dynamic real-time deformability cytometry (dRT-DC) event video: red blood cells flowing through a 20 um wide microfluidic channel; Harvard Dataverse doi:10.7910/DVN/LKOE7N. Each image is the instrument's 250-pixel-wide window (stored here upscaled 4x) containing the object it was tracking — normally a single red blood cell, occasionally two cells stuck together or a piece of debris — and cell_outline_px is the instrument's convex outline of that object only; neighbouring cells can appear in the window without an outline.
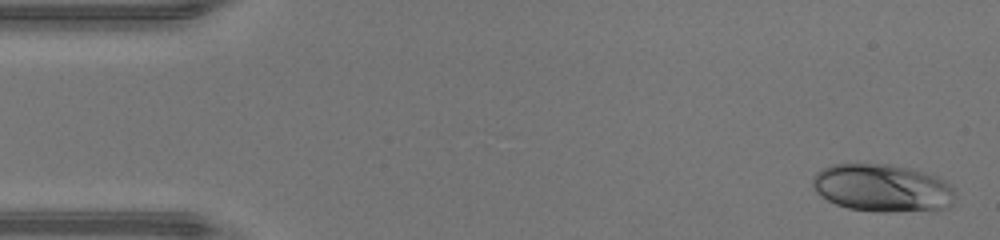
{"species": "human", "species_latin": "Homo sapiens", "temperature_condition": "warm", "stored_images_in_passage": 45, "camera_frame_rate_fps": 3000, "um_per_image_px": 0.085, "donor": {"sex": "male"}, "frame": {"image": 1, "passage_image": 1, "time_ms": 0.0, "image_size_px": [1000, 240], "cell_outline_px": [[956, 188], [952, 204], [948, 208], [888, 212], [880, 212], [848, 208], [836, 204], [820, 196], [812, 188], [812, 180], [816, 172], [832, 164], [888, 164], [908, 168], [924, 172], [936, 176], [944, 180]], "centroid_in_image_um": [75.0, 15.98], "position_along_channel_um": 10.0, "area_um2": 39.71}}
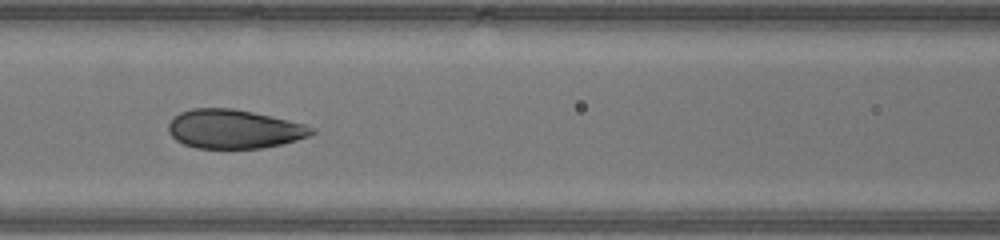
{"frame": {"image": 2, "passage_image": 19, "time_ms": 6.0, "image_size_px": [1000, 240], "cell_outline_px": [[316, 132], [308, 136], [284, 144], [260, 148], [196, 148], [184, 144], [176, 140], [168, 132], [168, 124], [172, 116], [180, 112], [192, 108], [232, 108], [252, 112], [288, 120], [304, 124], [316, 128]], "centroid_in_image_um": [19.87, 10.97], "position_along_channel_um": 146.7, "area_um2": 32.6}}
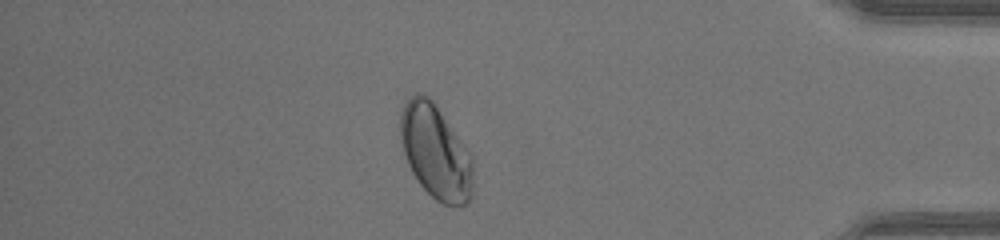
{"frame": {"image": 3, "passage_image": 39, "time_ms": 12.667, "image_size_px": [1000, 240], "cell_outline_px": [[472, 196], [468, 204], [452, 208], [436, 200], [420, 184], [412, 172], [408, 164], [400, 140], [400, 112], [404, 104], [416, 92], [420, 92], [428, 96], [432, 100], [472, 156]], "centroid_in_image_um": [37.02, 12.94], "position_along_channel_um": 398.2, "area_um2": 39.77}, "authors_computed_cell_mechanics": {"area_um2": 35.547, "velocity_mm_per_s": 4.3983, "shape_relaxation_time_tau1_ms": 4.3266, "shape_relaxation_time_tau2_ms": null, "deformation_change_tau1": 0.165, "deformation_change_tau2": null}}